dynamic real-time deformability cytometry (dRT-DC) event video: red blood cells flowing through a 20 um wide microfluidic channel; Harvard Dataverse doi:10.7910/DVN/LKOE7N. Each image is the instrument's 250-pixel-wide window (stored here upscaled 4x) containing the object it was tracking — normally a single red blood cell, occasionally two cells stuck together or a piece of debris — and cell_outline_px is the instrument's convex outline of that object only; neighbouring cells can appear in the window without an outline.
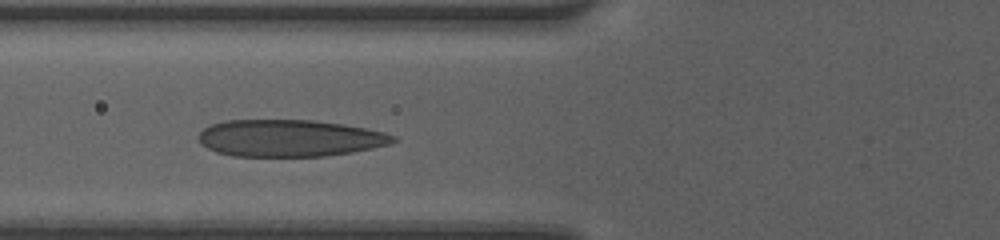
{"species": "human", "species_latin": "Homo sapiens", "temperature_condition": "room temperature", "stored_images_in_passage": 12, "camera_frame_rate_fps": 3000, "um_per_image_px": 0.085, "donor": {"sex": "female"}, "frame": {"image": 1, "passage_image": 4, "time_ms": 1.0, "image_size_px": [1000, 240], "cell_outline_px": [[396, 140], [388, 144], [372, 148], [352, 152], [324, 156], [232, 156], [216, 152], [200, 144], [200, 132], [204, 128], [212, 124], [228, 120], [312, 120], [340, 124], [364, 128], [384, 132], [396, 136]], "centroid_in_image_um": [24.6, 11.74], "position_along_channel_um": 101.2, "area_um2": 41.62}}
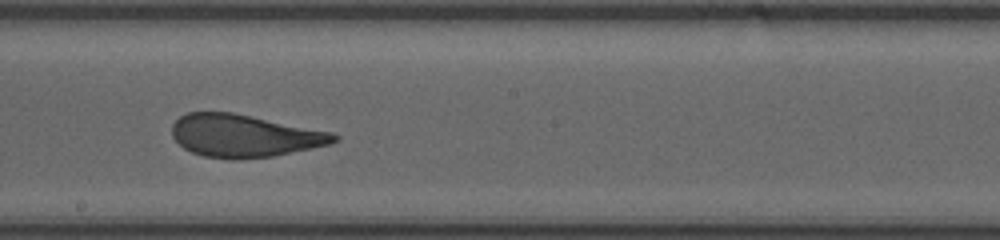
{"frame": {"image": 2, "passage_image": 7, "time_ms": 2.0, "image_size_px": [1000, 240], "cell_outline_px": [[340, 140], [328, 144], [312, 148], [272, 156], [236, 160], [232, 160], [204, 156], [192, 152], [184, 148], [172, 136], [172, 124], [180, 116], [188, 112], [232, 112], [332, 132], [340, 136]], "centroid_in_image_um": [20.76, 11.54], "position_along_channel_um": 227.4, "area_um2": 40.11}}
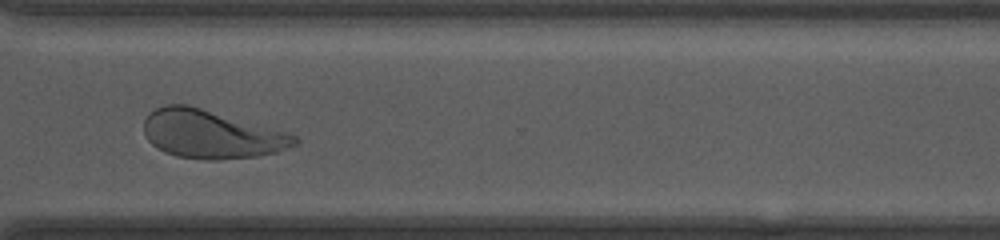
{"frame": {"image": 3, "passage_image": 10, "time_ms": 3.0, "image_size_px": [1000, 240], "cell_outline_px": [[300, 140], [296, 144], [276, 152], [256, 156], [216, 160], [204, 160], [176, 156], [164, 152], [156, 148], [148, 140], [144, 132], [144, 120], [156, 108], [164, 104], [188, 104], [284, 132], [296, 136]], "centroid_in_image_um": [17.9, 11.42], "position_along_channel_um": 352.7, "area_um2": 42.02}}